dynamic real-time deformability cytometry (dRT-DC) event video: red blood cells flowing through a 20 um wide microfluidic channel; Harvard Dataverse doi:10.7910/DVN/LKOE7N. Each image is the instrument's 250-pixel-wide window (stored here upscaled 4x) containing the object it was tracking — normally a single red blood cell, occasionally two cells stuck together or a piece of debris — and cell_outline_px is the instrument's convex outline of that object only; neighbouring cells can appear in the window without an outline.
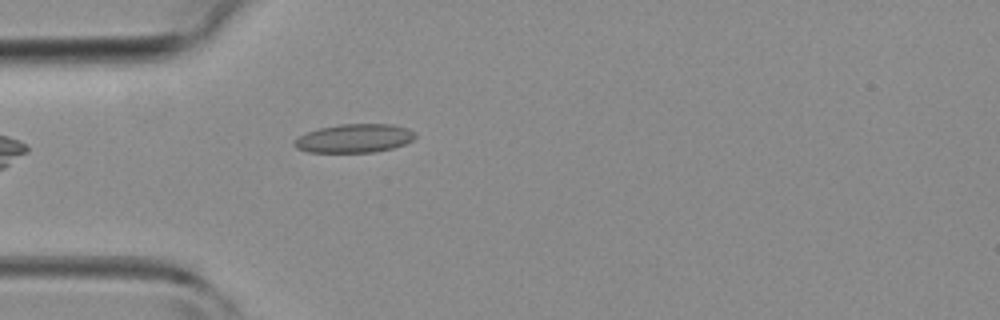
{"species": "common noctule bat (a hibernating species)", "species_latin": "Nyctalus noctula", "temperature_condition": "room temperature", "stored_images_in_passage": 4, "camera_frame_rate_fps": 3000, "um_per_image_px": 0.085, "animal": {"sex": "female", "body_mass_g": 19.3, "forearm_length_mm": 54.1}, "frame": {"image": 1, "passage_image": 4, "time_ms": 3.667, "image_size_px": [1000, 320], "cell_outline_px": [[416, 136], [412, 140], [404, 144], [392, 148], [372, 152], [308, 152], [296, 148], [292, 144], [292, 140], [308, 132], [320, 128], [340, 124], [392, 124], [408, 128], [416, 132]], "centroid_in_image_um": [30.11, 11.75], "position_along_channel_um": 54.9, "area_um2": 20.17}}